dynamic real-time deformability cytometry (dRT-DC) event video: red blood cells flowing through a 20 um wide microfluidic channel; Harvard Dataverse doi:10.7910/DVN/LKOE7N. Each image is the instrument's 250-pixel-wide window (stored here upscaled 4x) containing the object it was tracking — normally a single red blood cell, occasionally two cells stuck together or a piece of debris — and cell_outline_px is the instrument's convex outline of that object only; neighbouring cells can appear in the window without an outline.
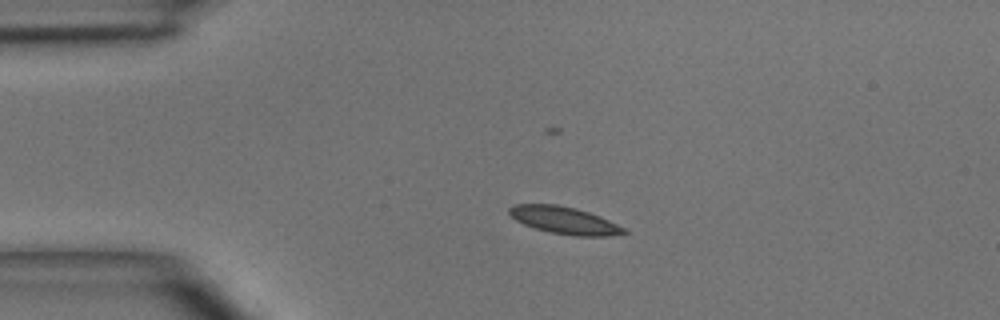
{"species": "common noctule bat (a hibernating species)", "species_latin": "Nyctalus noctula", "temperature_condition": "room temperature", "stored_images_in_passage": 2, "camera_frame_rate_fps": 3000, "um_per_image_px": 0.085, "animal": {"sex": "male", "body_mass_g": 15.6}, "frame": {"image": 1, "passage_image": 1, "time_ms": 0.0, "image_size_px": [1000, 320], "cell_outline_px": [[628, 232], [608, 236], [576, 236], [552, 232], [536, 228], [524, 224], [516, 220], [508, 212], [508, 208], [512, 204], [556, 204], [576, 208], [600, 216], [624, 228]], "centroid_in_image_um": [47.95, 18.71], "position_along_channel_um": 37.1, "area_um2": 17.98}}